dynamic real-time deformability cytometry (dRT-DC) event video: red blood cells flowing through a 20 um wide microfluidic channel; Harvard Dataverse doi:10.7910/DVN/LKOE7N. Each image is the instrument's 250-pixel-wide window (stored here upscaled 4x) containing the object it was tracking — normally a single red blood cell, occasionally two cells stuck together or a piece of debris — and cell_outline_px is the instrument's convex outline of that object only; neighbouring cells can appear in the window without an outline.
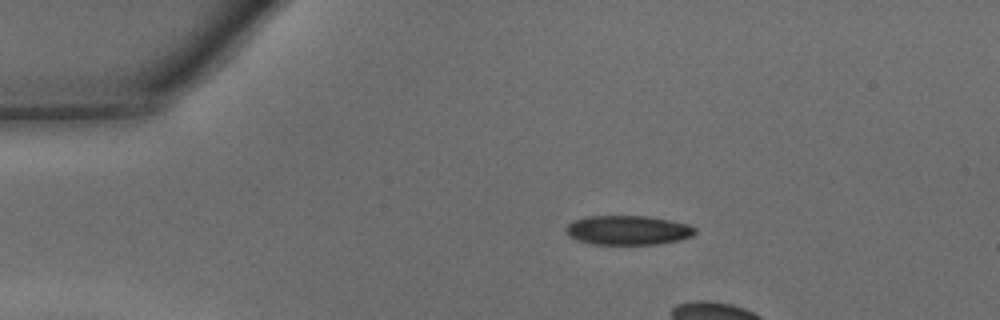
{"species": "common noctule bat (a hibernating species)", "species_latin": "Nyctalus noctula", "temperature_condition": "warm", "stored_images_in_passage": 7, "camera_frame_rate_fps": 3000, "um_per_image_px": 0.085, "animal": {"sex": "male", "body_mass_g": 15.6}, "frame": {"image": 1, "passage_image": 1, "time_ms": 0.0, "image_size_px": [1000, 320], "cell_outline_px": [[696, 232], [692, 236], [680, 240], [656, 244], [592, 244], [580, 240], [572, 236], [564, 228], [568, 224], [576, 220], [588, 216], [648, 216], [688, 224], [696, 228]], "centroid_in_image_um": [53.42, 19.56], "position_along_channel_um": 31.6, "area_um2": 21.79}}